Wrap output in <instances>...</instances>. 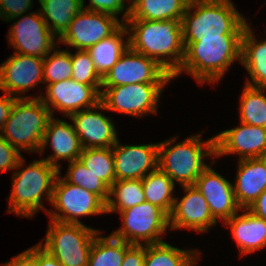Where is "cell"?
I'll use <instances>...</instances> for the list:
<instances>
[{
    "label": "cell",
    "instance_id": "6da1fadb",
    "mask_svg": "<svg viewBox=\"0 0 266 266\" xmlns=\"http://www.w3.org/2000/svg\"><path fill=\"white\" fill-rule=\"evenodd\" d=\"M125 24L133 51L155 60L171 76L179 70L185 53L180 20L127 19Z\"/></svg>",
    "mask_w": 266,
    "mask_h": 266
},
{
    "label": "cell",
    "instance_id": "7a4b0ae2",
    "mask_svg": "<svg viewBox=\"0 0 266 266\" xmlns=\"http://www.w3.org/2000/svg\"><path fill=\"white\" fill-rule=\"evenodd\" d=\"M242 35L203 36L195 42H183L185 53L177 78L183 71L193 76L199 84L216 83L235 60L241 61Z\"/></svg>",
    "mask_w": 266,
    "mask_h": 266
},
{
    "label": "cell",
    "instance_id": "3957f363",
    "mask_svg": "<svg viewBox=\"0 0 266 266\" xmlns=\"http://www.w3.org/2000/svg\"><path fill=\"white\" fill-rule=\"evenodd\" d=\"M247 24L231 0H190L181 20L183 42L199 41L203 36L243 35Z\"/></svg>",
    "mask_w": 266,
    "mask_h": 266
},
{
    "label": "cell",
    "instance_id": "277c9868",
    "mask_svg": "<svg viewBox=\"0 0 266 266\" xmlns=\"http://www.w3.org/2000/svg\"><path fill=\"white\" fill-rule=\"evenodd\" d=\"M175 140L173 137L158 144V168L181 186L194 185L209 166L204 163V157H215V137L203 143L201 135H194L172 146Z\"/></svg>",
    "mask_w": 266,
    "mask_h": 266
},
{
    "label": "cell",
    "instance_id": "5b68a950",
    "mask_svg": "<svg viewBox=\"0 0 266 266\" xmlns=\"http://www.w3.org/2000/svg\"><path fill=\"white\" fill-rule=\"evenodd\" d=\"M59 170L44 158L34 160L27 168L13 174L12 192L9 196V211L16 215L32 217L38 210L49 211L42 204V198L51 202L54 182Z\"/></svg>",
    "mask_w": 266,
    "mask_h": 266
},
{
    "label": "cell",
    "instance_id": "8992f818",
    "mask_svg": "<svg viewBox=\"0 0 266 266\" xmlns=\"http://www.w3.org/2000/svg\"><path fill=\"white\" fill-rule=\"evenodd\" d=\"M51 117L40 96L16 98L1 131L2 137L19 151L39 153Z\"/></svg>",
    "mask_w": 266,
    "mask_h": 266
},
{
    "label": "cell",
    "instance_id": "52a82bcc",
    "mask_svg": "<svg viewBox=\"0 0 266 266\" xmlns=\"http://www.w3.org/2000/svg\"><path fill=\"white\" fill-rule=\"evenodd\" d=\"M101 231L82 223H60L51 220L45 243L40 246L63 266H88L92 243Z\"/></svg>",
    "mask_w": 266,
    "mask_h": 266
},
{
    "label": "cell",
    "instance_id": "ba28073f",
    "mask_svg": "<svg viewBox=\"0 0 266 266\" xmlns=\"http://www.w3.org/2000/svg\"><path fill=\"white\" fill-rule=\"evenodd\" d=\"M119 214L122 227L111 234L113 237L135 245L141 240L145 245L164 242L160 236L169 228V216L161 208L145 201Z\"/></svg>",
    "mask_w": 266,
    "mask_h": 266
},
{
    "label": "cell",
    "instance_id": "9c48e42d",
    "mask_svg": "<svg viewBox=\"0 0 266 266\" xmlns=\"http://www.w3.org/2000/svg\"><path fill=\"white\" fill-rule=\"evenodd\" d=\"M51 204L57 212L48 211L47 214L60 223L78 224L82 222L77 217L106 213V203L99 196L66 182L59 174L54 182Z\"/></svg>",
    "mask_w": 266,
    "mask_h": 266
},
{
    "label": "cell",
    "instance_id": "30bf717a",
    "mask_svg": "<svg viewBox=\"0 0 266 266\" xmlns=\"http://www.w3.org/2000/svg\"><path fill=\"white\" fill-rule=\"evenodd\" d=\"M167 84H126L102 87L100 101L105 110L140 117L156 113L162 88Z\"/></svg>",
    "mask_w": 266,
    "mask_h": 266
},
{
    "label": "cell",
    "instance_id": "8fae6325",
    "mask_svg": "<svg viewBox=\"0 0 266 266\" xmlns=\"http://www.w3.org/2000/svg\"><path fill=\"white\" fill-rule=\"evenodd\" d=\"M172 79V76L155 60L129 47L102 78L101 87L137 83L168 84Z\"/></svg>",
    "mask_w": 266,
    "mask_h": 266
},
{
    "label": "cell",
    "instance_id": "7c38bea8",
    "mask_svg": "<svg viewBox=\"0 0 266 266\" xmlns=\"http://www.w3.org/2000/svg\"><path fill=\"white\" fill-rule=\"evenodd\" d=\"M122 24L113 15L82 9L58 42L77 50H88L100 40L112 35Z\"/></svg>",
    "mask_w": 266,
    "mask_h": 266
},
{
    "label": "cell",
    "instance_id": "4fadbf2b",
    "mask_svg": "<svg viewBox=\"0 0 266 266\" xmlns=\"http://www.w3.org/2000/svg\"><path fill=\"white\" fill-rule=\"evenodd\" d=\"M7 38L15 53L45 58L56 46L55 35L50 31L41 13L23 16L10 28Z\"/></svg>",
    "mask_w": 266,
    "mask_h": 266
},
{
    "label": "cell",
    "instance_id": "5bb4252c",
    "mask_svg": "<svg viewBox=\"0 0 266 266\" xmlns=\"http://www.w3.org/2000/svg\"><path fill=\"white\" fill-rule=\"evenodd\" d=\"M46 88L47 96L40 95V98L52 116L55 109L69 117L77 111L93 107L100 102L101 85H86L71 78L47 84ZM50 105L53 107L51 108Z\"/></svg>",
    "mask_w": 266,
    "mask_h": 266
},
{
    "label": "cell",
    "instance_id": "9a60e30c",
    "mask_svg": "<svg viewBox=\"0 0 266 266\" xmlns=\"http://www.w3.org/2000/svg\"><path fill=\"white\" fill-rule=\"evenodd\" d=\"M43 66V58L14 53L0 65V90L21 98L16 95L44 83Z\"/></svg>",
    "mask_w": 266,
    "mask_h": 266
},
{
    "label": "cell",
    "instance_id": "2e32d148",
    "mask_svg": "<svg viewBox=\"0 0 266 266\" xmlns=\"http://www.w3.org/2000/svg\"><path fill=\"white\" fill-rule=\"evenodd\" d=\"M215 137V157L238 154L239 160L266 157V128L240 122Z\"/></svg>",
    "mask_w": 266,
    "mask_h": 266
},
{
    "label": "cell",
    "instance_id": "e0dca14e",
    "mask_svg": "<svg viewBox=\"0 0 266 266\" xmlns=\"http://www.w3.org/2000/svg\"><path fill=\"white\" fill-rule=\"evenodd\" d=\"M182 188L186 195L181 200L175 198L169 215V227L171 230L187 228L207 232L210 226L217 223L208 203L195 185H184Z\"/></svg>",
    "mask_w": 266,
    "mask_h": 266
},
{
    "label": "cell",
    "instance_id": "ac0fdd59",
    "mask_svg": "<svg viewBox=\"0 0 266 266\" xmlns=\"http://www.w3.org/2000/svg\"><path fill=\"white\" fill-rule=\"evenodd\" d=\"M96 109L105 110L100 101L97 105L77 111L69 116L83 148H109L118 140L117 131L111 119Z\"/></svg>",
    "mask_w": 266,
    "mask_h": 266
},
{
    "label": "cell",
    "instance_id": "d6986e66",
    "mask_svg": "<svg viewBox=\"0 0 266 266\" xmlns=\"http://www.w3.org/2000/svg\"><path fill=\"white\" fill-rule=\"evenodd\" d=\"M158 144L120 145L118 139L112 146L116 181L143 179L157 169Z\"/></svg>",
    "mask_w": 266,
    "mask_h": 266
},
{
    "label": "cell",
    "instance_id": "ffe728a7",
    "mask_svg": "<svg viewBox=\"0 0 266 266\" xmlns=\"http://www.w3.org/2000/svg\"><path fill=\"white\" fill-rule=\"evenodd\" d=\"M195 187L204 196L213 218L226 222L242 210L235 199L233 184L208 166L196 179Z\"/></svg>",
    "mask_w": 266,
    "mask_h": 266
},
{
    "label": "cell",
    "instance_id": "44dd1931",
    "mask_svg": "<svg viewBox=\"0 0 266 266\" xmlns=\"http://www.w3.org/2000/svg\"><path fill=\"white\" fill-rule=\"evenodd\" d=\"M50 145L54 153L45 160L55 166L60 172L59 160L64 159L72 162L79 159L83 150L79 136L76 134L73 124L64 120L55 119L53 116L49 119L47 128L44 132L43 141L39 153Z\"/></svg>",
    "mask_w": 266,
    "mask_h": 266
},
{
    "label": "cell",
    "instance_id": "7402d4cb",
    "mask_svg": "<svg viewBox=\"0 0 266 266\" xmlns=\"http://www.w3.org/2000/svg\"><path fill=\"white\" fill-rule=\"evenodd\" d=\"M239 161L234 195L241 209H248L266 190V157Z\"/></svg>",
    "mask_w": 266,
    "mask_h": 266
},
{
    "label": "cell",
    "instance_id": "603a6c76",
    "mask_svg": "<svg viewBox=\"0 0 266 266\" xmlns=\"http://www.w3.org/2000/svg\"><path fill=\"white\" fill-rule=\"evenodd\" d=\"M242 215L235 214L225 222L239 246L241 255H246L266 246V221L248 209Z\"/></svg>",
    "mask_w": 266,
    "mask_h": 266
},
{
    "label": "cell",
    "instance_id": "cb8c5ba5",
    "mask_svg": "<svg viewBox=\"0 0 266 266\" xmlns=\"http://www.w3.org/2000/svg\"><path fill=\"white\" fill-rule=\"evenodd\" d=\"M257 43L254 33L247 24L241 42V63L248 70L251 81L246 84L266 87V39Z\"/></svg>",
    "mask_w": 266,
    "mask_h": 266
},
{
    "label": "cell",
    "instance_id": "d4e9b609",
    "mask_svg": "<svg viewBox=\"0 0 266 266\" xmlns=\"http://www.w3.org/2000/svg\"><path fill=\"white\" fill-rule=\"evenodd\" d=\"M127 35H129V31L126 24L123 23L112 35L100 40L87 50L95 69L102 78L129 48V39L126 43L123 39Z\"/></svg>",
    "mask_w": 266,
    "mask_h": 266
},
{
    "label": "cell",
    "instance_id": "484cf974",
    "mask_svg": "<svg viewBox=\"0 0 266 266\" xmlns=\"http://www.w3.org/2000/svg\"><path fill=\"white\" fill-rule=\"evenodd\" d=\"M189 2L190 0H131L128 19L181 21Z\"/></svg>",
    "mask_w": 266,
    "mask_h": 266
},
{
    "label": "cell",
    "instance_id": "4316f807",
    "mask_svg": "<svg viewBox=\"0 0 266 266\" xmlns=\"http://www.w3.org/2000/svg\"><path fill=\"white\" fill-rule=\"evenodd\" d=\"M84 1L85 0H38L41 6V16L50 31L58 37V39L69 28L76 14L84 8ZM50 21L52 23H50Z\"/></svg>",
    "mask_w": 266,
    "mask_h": 266
},
{
    "label": "cell",
    "instance_id": "83f0119b",
    "mask_svg": "<svg viewBox=\"0 0 266 266\" xmlns=\"http://www.w3.org/2000/svg\"><path fill=\"white\" fill-rule=\"evenodd\" d=\"M197 252L173 247L165 241L146 244L144 266H195L200 257Z\"/></svg>",
    "mask_w": 266,
    "mask_h": 266
},
{
    "label": "cell",
    "instance_id": "f1b7e54d",
    "mask_svg": "<svg viewBox=\"0 0 266 266\" xmlns=\"http://www.w3.org/2000/svg\"><path fill=\"white\" fill-rule=\"evenodd\" d=\"M174 183L159 168L148 173L142 179L146 202L161 208L169 216L175 200V197L172 196Z\"/></svg>",
    "mask_w": 266,
    "mask_h": 266
},
{
    "label": "cell",
    "instance_id": "f546056e",
    "mask_svg": "<svg viewBox=\"0 0 266 266\" xmlns=\"http://www.w3.org/2000/svg\"><path fill=\"white\" fill-rule=\"evenodd\" d=\"M97 234L90 250L88 266H121L125 251L132 245L121 239Z\"/></svg>",
    "mask_w": 266,
    "mask_h": 266
},
{
    "label": "cell",
    "instance_id": "4dcf8cb0",
    "mask_svg": "<svg viewBox=\"0 0 266 266\" xmlns=\"http://www.w3.org/2000/svg\"><path fill=\"white\" fill-rule=\"evenodd\" d=\"M112 196L115 197V200ZM145 201L142 179L118 180L110 187L106 213H119Z\"/></svg>",
    "mask_w": 266,
    "mask_h": 266
},
{
    "label": "cell",
    "instance_id": "1f68e13d",
    "mask_svg": "<svg viewBox=\"0 0 266 266\" xmlns=\"http://www.w3.org/2000/svg\"><path fill=\"white\" fill-rule=\"evenodd\" d=\"M266 87L245 84L240 103L241 123L266 128Z\"/></svg>",
    "mask_w": 266,
    "mask_h": 266
},
{
    "label": "cell",
    "instance_id": "d6a6232c",
    "mask_svg": "<svg viewBox=\"0 0 266 266\" xmlns=\"http://www.w3.org/2000/svg\"><path fill=\"white\" fill-rule=\"evenodd\" d=\"M79 160L82 164L109 187L116 181L112 147L83 148Z\"/></svg>",
    "mask_w": 266,
    "mask_h": 266
},
{
    "label": "cell",
    "instance_id": "836d02e7",
    "mask_svg": "<svg viewBox=\"0 0 266 266\" xmlns=\"http://www.w3.org/2000/svg\"><path fill=\"white\" fill-rule=\"evenodd\" d=\"M68 167V173L63 178L66 182L94 193L107 203L110 187L104 181L90 172L79 159L70 162Z\"/></svg>",
    "mask_w": 266,
    "mask_h": 266
},
{
    "label": "cell",
    "instance_id": "e575fe53",
    "mask_svg": "<svg viewBox=\"0 0 266 266\" xmlns=\"http://www.w3.org/2000/svg\"><path fill=\"white\" fill-rule=\"evenodd\" d=\"M53 50L44 58L43 81L46 84L72 78V61L70 52ZM53 52V54H52Z\"/></svg>",
    "mask_w": 266,
    "mask_h": 266
},
{
    "label": "cell",
    "instance_id": "d590c367",
    "mask_svg": "<svg viewBox=\"0 0 266 266\" xmlns=\"http://www.w3.org/2000/svg\"><path fill=\"white\" fill-rule=\"evenodd\" d=\"M71 55L72 79L86 85H102V77L95 69L93 60L87 50H77Z\"/></svg>",
    "mask_w": 266,
    "mask_h": 266
},
{
    "label": "cell",
    "instance_id": "8d00e7d4",
    "mask_svg": "<svg viewBox=\"0 0 266 266\" xmlns=\"http://www.w3.org/2000/svg\"><path fill=\"white\" fill-rule=\"evenodd\" d=\"M89 2L90 5L83 9L107 13L115 17L126 10L123 14L122 23L127 21L131 13V5L125 7V4L127 3L125 0H89ZM129 2H131V0H129Z\"/></svg>",
    "mask_w": 266,
    "mask_h": 266
},
{
    "label": "cell",
    "instance_id": "74e56055",
    "mask_svg": "<svg viewBox=\"0 0 266 266\" xmlns=\"http://www.w3.org/2000/svg\"><path fill=\"white\" fill-rule=\"evenodd\" d=\"M25 158L20 151L2 137L0 133V171L19 169Z\"/></svg>",
    "mask_w": 266,
    "mask_h": 266
},
{
    "label": "cell",
    "instance_id": "f35d334b",
    "mask_svg": "<svg viewBox=\"0 0 266 266\" xmlns=\"http://www.w3.org/2000/svg\"><path fill=\"white\" fill-rule=\"evenodd\" d=\"M32 0H5L0 5V18L11 21L19 18L32 7Z\"/></svg>",
    "mask_w": 266,
    "mask_h": 266
},
{
    "label": "cell",
    "instance_id": "ab89813d",
    "mask_svg": "<svg viewBox=\"0 0 266 266\" xmlns=\"http://www.w3.org/2000/svg\"><path fill=\"white\" fill-rule=\"evenodd\" d=\"M145 245L132 244L124 254L121 266H144Z\"/></svg>",
    "mask_w": 266,
    "mask_h": 266
},
{
    "label": "cell",
    "instance_id": "60d3db41",
    "mask_svg": "<svg viewBox=\"0 0 266 266\" xmlns=\"http://www.w3.org/2000/svg\"><path fill=\"white\" fill-rule=\"evenodd\" d=\"M13 259L8 263L2 264L3 266H37V245L27 249L17 256H12Z\"/></svg>",
    "mask_w": 266,
    "mask_h": 266
},
{
    "label": "cell",
    "instance_id": "b9f144b4",
    "mask_svg": "<svg viewBox=\"0 0 266 266\" xmlns=\"http://www.w3.org/2000/svg\"><path fill=\"white\" fill-rule=\"evenodd\" d=\"M16 98L17 97L10 96L7 93L0 97V132L3 129L6 120L9 118Z\"/></svg>",
    "mask_w": 266,
    "mask_h": 266
},
{
    "label": "cell",
    "instance_id": "7bdbcfd3",
    "mask_svg": "<svg viewBox=\"0 0 266 266\" xmlns=\"http://www.w3.org/2000/svg\"><path fill=\"white\" fill-rule=\"evenodd\" d=\"M37 266H63L55 257L37 244Z\"/></svg>",
    "mask_w": 266,
    "mask_h": 266
},
{
    "label": "cell",
    "instance_id": "ee69618b",
    "mask_svg": "<svg viewBox=\"0 0 266 266\" xmlns=\"http://www.w3.org/2000/svg\"><path fill=\"white\" fill-rule=\"evenodd\" d=\"M248 210L266 221V190L258 196Z\"/></svg>",
    "mask_w": 266,
    "mask_h": 266
}]
</instances>
